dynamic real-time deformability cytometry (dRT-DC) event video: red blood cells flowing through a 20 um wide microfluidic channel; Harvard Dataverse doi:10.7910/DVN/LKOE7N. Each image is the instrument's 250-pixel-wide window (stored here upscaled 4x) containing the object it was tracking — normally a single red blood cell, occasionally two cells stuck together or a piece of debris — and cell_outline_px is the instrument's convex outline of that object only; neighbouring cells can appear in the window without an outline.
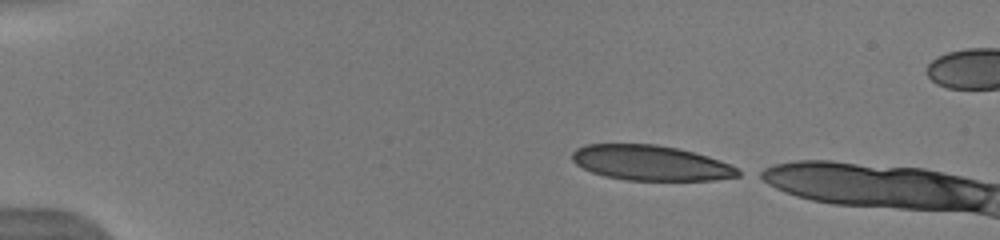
{"species": "human", "species_latin": "Homo sapiens", "temperature_condition": "warm", "stored_images_in_passage": 8, "camera_frame_rate_fps": 3000, "um_per_image_px": 0.085, "donor": {"sex": "male"}, "frame": {"image": 1, "passage_image": 1, "time_ms": 0.0, "image_size_px": [1000, 240], "cell_outline_px": [[748, 172], [740, 176], [712, 180], [628, 180], [604, 176], [592, 172], [576, 164], [572, 160], [572, 152], [576, 148], [584, 144], [656, 144], [676, 148], [708, 156], [732, 164]], "centroid_in_image_um": [55.38, 13.85], "position_along_channel_um": 29.6, "area_um2": 34.28}}